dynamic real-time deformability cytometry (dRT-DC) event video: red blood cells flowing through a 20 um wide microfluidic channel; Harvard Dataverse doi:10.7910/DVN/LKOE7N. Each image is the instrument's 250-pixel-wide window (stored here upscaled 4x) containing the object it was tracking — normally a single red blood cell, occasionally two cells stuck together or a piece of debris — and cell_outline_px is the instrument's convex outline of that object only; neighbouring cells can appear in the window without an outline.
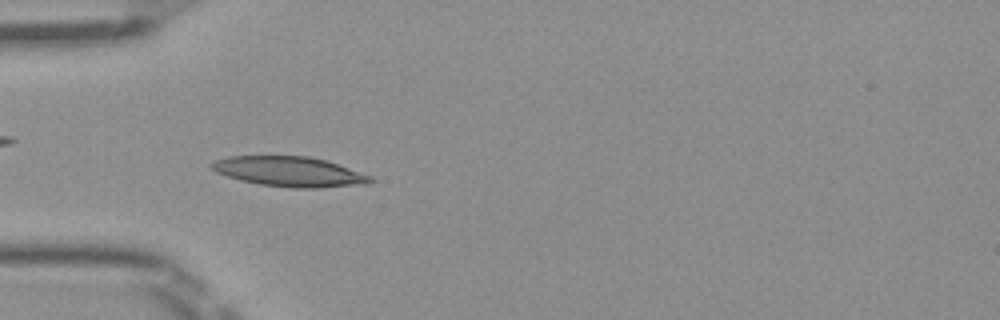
{"species": "Egyptian fruit bat (a non-hibernating species)", "species_latin": "Rousettus aegyptiacus", "temperature_condition": "room temperature", "stored_images_in_passage": 50, "camera_frame_rate_fps": 3000, "um_per_image_px": 0.085, "frame": {"image": 1, "passage_image": 15, "time_ms": 4.667, "image_size_px": [1000, 320], "cell_outline_px": [[376, 180], [368, 184], [320, 188], [292, 188], [260, 184], [240, 180], [216, 172], [208, 168], [208, 164], [212, 160], [228, 156], [308, 156], [324, 160], [372, 176]], "centroid_in_image_um": [24.56, 14.59], "position_along_channel_um": 60.4, "area_um2": 27.92}}
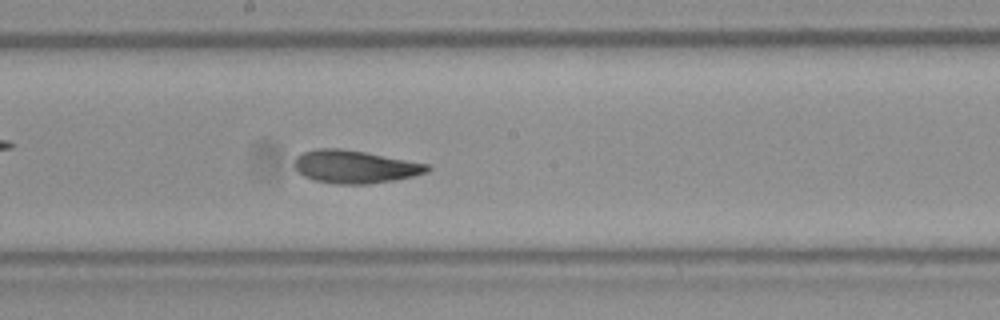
{"frame": {"image": 2, "passage_image": 27, "time_ms": 8.667, "image_size_px": [1000, 320], "cell_outline_px": [[432, 168], [428, 172], [396, 180], [368, 184], [336, 184], [316, 180], [304, 176], [296, 172], [296, 156], [304, 152], [316, 148], [340, 148], [364, 152], [432, 164]], "centroid_in_image_um": [30.22, 14.17], "position_along_channel_um": 218.0, "area_um2": 25.55}}
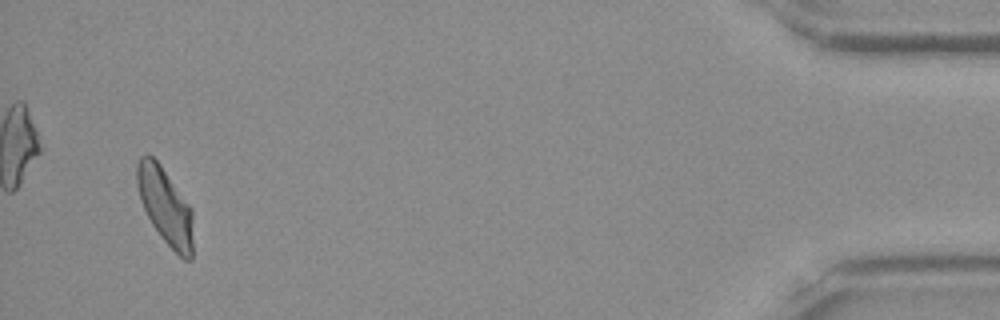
{"frame": {"image": 3, "passage_image": 48, "time_ms": 15.667, "image_size_px": [1000, 320], "cell_outline_px": [[192, 260], [184, 260], [160, 236], [152, 224], [140, 200], [136, 184], [136, 164], [140, 156], [152, 156], [160, 164], [192, 208]], "centroid_in_image_um": [14.04, 17.51], "position_along_channel_um": 421.2, "area_um2": 24.85}, "authors_computed_cell_mechanics": {"area_um2": 25.4031, "velocity_mm_per_s": 4.0049, "shape_relaxation_time_tau1_ms": 5.7333, "shape_relaxation_time_tau2_ms": 1.9969, "deformation_change_tau1": 0.1815, "deformation_change_tau2": 0.0812}}